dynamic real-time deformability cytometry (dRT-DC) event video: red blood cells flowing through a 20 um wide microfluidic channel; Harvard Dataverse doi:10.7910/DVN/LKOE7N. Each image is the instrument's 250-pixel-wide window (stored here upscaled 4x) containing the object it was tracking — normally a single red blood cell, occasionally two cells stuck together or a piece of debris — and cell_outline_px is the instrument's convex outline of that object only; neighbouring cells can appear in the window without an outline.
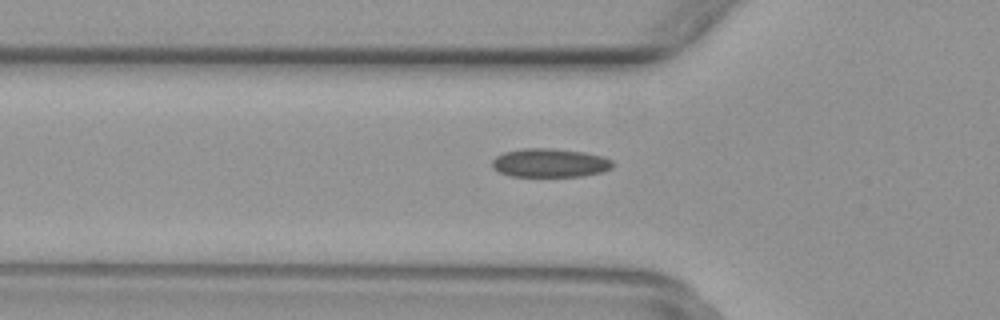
{"species": "common noctule bat (a hibernating species)", "species_latin": "Nyctalus noctula", "temperature_condition": "warm", "stored_images_in_passage": 34, "camera_frame_rate_fps": 3000, "um_per_image_px": 0.085, "animal": {"sex": "female", "body_mass_g": 29.2, "forearm_length_mm": 56.3}, "frame": {"image": 1, "passage_image": 7, "time_ms": 2.0, "image_size_px": [1000, 320], "cell_outline_px": [[612, 168], [604, 172], [580, 176], [508, 176], [492, 168], [492, 160], [496, 156], [504, 152], [524, 148], [552, 148], [584, 152], [600, 156], [612, 160]], "centroid_in_image_um": [46.72, 13.84], "position_along_channel_um": 79.1, "area_um2": 20.17}}
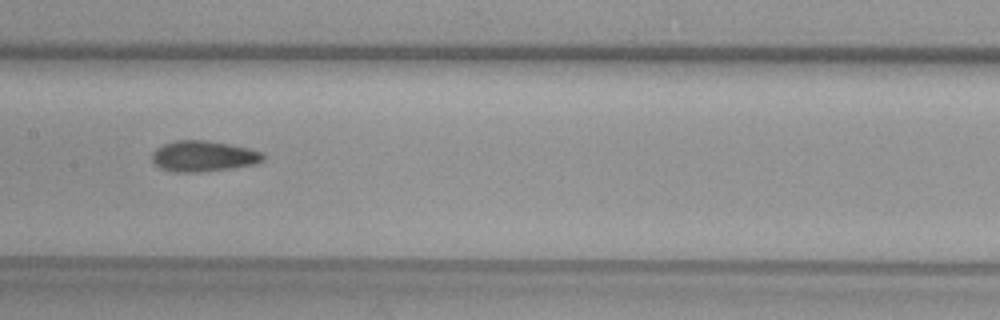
{"frame": {"image": 2, "passage_image": 15, "time_ms": 4.667, "image_size_px": [1000, 320], "cell_outline_px": [[264, 160], [256, 164], [232, 168], [200, 172], [172, 172], [160, 168], [152, 164], [152, 152], [156, 148], [164, 144], [176, 140], [204, 140], [228, 144], [248, 148], [264, 152]], "centroid_in_image_um": [17.27, 13.28], "position_along_channel_um": 190.1, "area_um2": 20.11}}
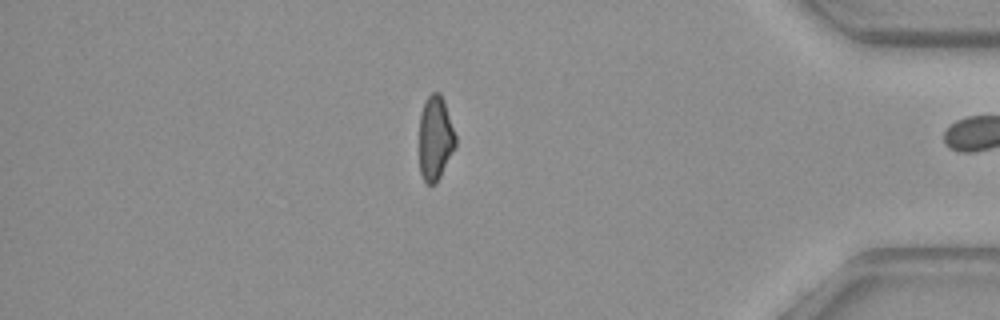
{"frame": {"image": 3, "passage_image": 33, "time_ms": 10.667, "image_size_px": [1000, 320], "cell_outline_px": [[456, 144], [436, 184], [424, 184], [420, 172], [420, 116], [424, 100], [432, 92], [440, 92], [444, 100], [456, 136]], "centroid_in_image_um": [36.99, 11.73], "position_along_channel_um": 398.2, "area_um2": 17.8}}